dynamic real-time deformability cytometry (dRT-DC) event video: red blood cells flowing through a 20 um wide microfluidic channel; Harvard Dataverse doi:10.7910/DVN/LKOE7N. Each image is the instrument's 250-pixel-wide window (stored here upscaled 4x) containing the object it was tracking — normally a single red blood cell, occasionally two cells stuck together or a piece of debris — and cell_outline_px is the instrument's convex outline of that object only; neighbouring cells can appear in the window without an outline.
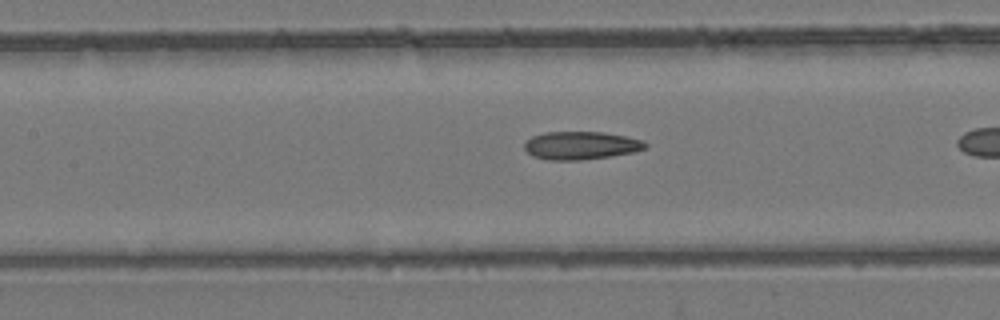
{"species": "common noctule bat (a hibernating species)", "species_latin": "Nyctalus noctula", "temperature_condition": "room temperature", "stored_images_in_passage": 30, "camera_frame_rate_fps": 3000, "um_per_image_px": 0.085, "animal": {"sex": "female", "body_mass_g": 24.6, "forearm_length_mm": 56.2}, "frame": {"image": 1, "passage_image": 22, "time_ms": 7.0, "image_size_px": [1000, 320], "cell_outline_px": [[648, 144], [644, 148], [632, 152], [612, 156], [580, 160], [548, 160], [532, 156], [524, 148], [524, 144], [532, 136], [544, 132], [604, 132], [644, 140]], "centroid_in_image_um": [49.36, 12.36], "position_along_channel_um": 158.0, "area_um2": 19.71}}